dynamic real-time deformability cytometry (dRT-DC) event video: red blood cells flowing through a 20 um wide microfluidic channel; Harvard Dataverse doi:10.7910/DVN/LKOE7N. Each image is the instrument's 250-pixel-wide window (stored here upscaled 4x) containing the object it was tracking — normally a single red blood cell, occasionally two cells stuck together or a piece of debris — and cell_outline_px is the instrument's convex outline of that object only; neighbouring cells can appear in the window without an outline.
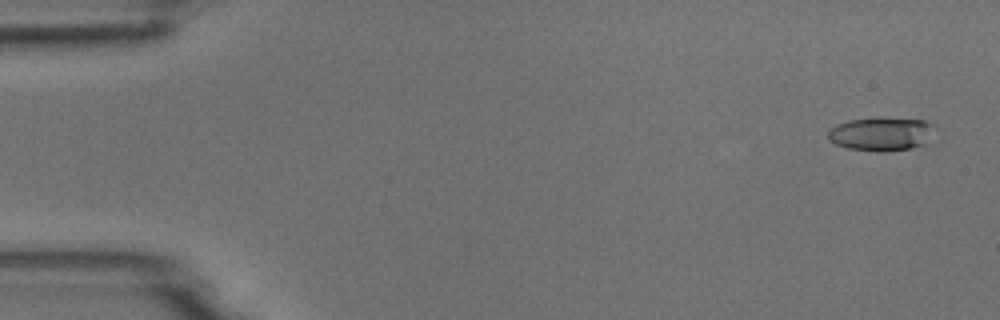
{"species": "common noctule bat (a hibernating species)", "species_latin": "Nyctalus noctula", "temperature_condition": "room temperature", "stored_images_in_passage": 5, "camera_frame_rate_fps": 3000, "um_per_image_px": 0.085, "animal": {"sex": "male", "body_mass_g": 18.8}, "frame": {"image": 1, "passage_image": 1, "time_ms": 0.0, "image_size_px": [1000, 320], "cell_outline_px": [[936, 124], [924, 144], [912, 148], [884, 152], [876, 152], [848, 148], [836, 144], [828, 140], [828, 132], [836, 124], [848, 120], [876, 116], [924, 120]], "centroid_in_image_um": [74.89, 11.36], "position_along_channel_um": 10.1, "area_um2": 21.27}}
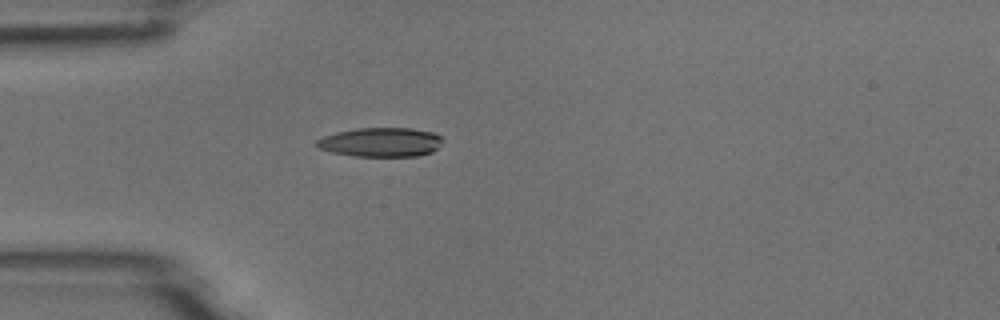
{"frame": {"image": 2, "passage_image": 5, "time_ms": 1.333, "image_size_px": [1000, 320], "cell_outline_px": [[444, 140], [432, 152], [416, 156], [356, 156], [332, 152], [320, 148], [316, 144], [316, 140], [324, 136], [336, 132], [356, 128], [412, 128], [436, 132]], "centroid_in_image_um": [32.4, 12.07], "position_along_channel_um": 52.6, "area_um2": 21.44}}